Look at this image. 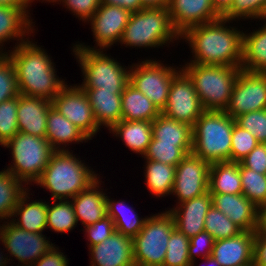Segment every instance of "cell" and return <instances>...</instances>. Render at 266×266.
<instances>
[{
    "mask_svg": "<svg viewBox=\"0 0 266 266\" xmlns=\"http://www.w3.org/2000/svg\"><path fill=\"white\" fill-rule=\"evenodd\" d=\"M167 144H193L192 126L161 113L152 121V139Z\"/></svg>",
    "mask_w": 266,
    "mask_h": 266,
    "instance_id": "cell-33",
    "label": "cell"
},
{
    "mask_svg": "<svg viewBox=\"0 0 266 266\" xmlns=\"http://www.w3.org/2000/svg\"><path fill=\"white\" fill-rule=\"evenodd\" d=\"M18 96L0 103V145L3 146L18 132Z\"/></svg>",
    "mask_w": 266,
    "mask_h": 266,
    "instance_id": "cell-42",
    "label": "cell"
},
{
    "mask_svg": "<svg viewBox=\"0 0 266 266\" xmlns=\"http://www.w3.org/2000/svg\"><path fill=\"white\" fill-rule=\"evenodd\" d=\"M189 244L190 239L174 228L167 243V251L162 266H190Z\"/></svg>",
    "mask_w": 266,
    "mask_h": 266,
    "instance_id": "cell-40",
    "label": "cell"
},
{
    "mask_svg": "<svg viewBox=\"0 0 266 266\" xmlns=\"http://www.w3.org/2000/svg\"><path fill=\"white\" fill-rule=\"evenodd\" d=\"M51 101L25 95L18 96L17 121L19 132L45 138Z\"/></svg>",
    "mask_w": 266,
    "mask_h": 266,
    "instance_id": "cell-22",
    "label": "cell"
},
{
    "mask_svg": "<svg viewBox=\"0 0 266 266\" xmlns=\"http://www.w3.org/2000/svg\"><path fill=\"white\" fill-rule=\"evenodd\" d=\"M253 252L254 266H266V236L257 231H255Z\"/></svg>",
    "mask_w": 266,
    "mask_h": 266,
    "instance_id": "cell-51",
    "label": "cell"
},
{
    "mask_svg": "<svg viewBox=\"0 0 266 266\" xmlns=\"http://www.w3.org/2000/svg\"><path fill=\"white\" fill-rule=\"evenodd\" d=\"M214 243V238L207 231L199 232L197 235L191 237L188 249L189 259L192 261L196 259V256H200L201 258L210 256Z\"/></svg>",
    "mask_w": 266,
    "mask_h": 266,
    "instance_id": "cell-48",
    "label": "cell"
},
{
    "mask_svg": "<svg viewBox=\"0 0 266 266\" xmlns=\"http://www.w3.org/2000/svg\"><path fill=\"white\" fill-rule=\"evenodd\" d=\"M240 163L248 169L266 175V143H259Z\"/></svg>",
    "mask_w": 266,
    "mask_h": 266,
    "instance_id": "cell-49",
    "label": "cell"
},
{
    "mask_svg": "<svg viewBox=\"0 0 266 266\" xmlns=\"http://www.w3.org/2000/svg\"><path fill=\"white\" fill-rule=\"evenodd\" d=\"M235 121L238 126L256 137L259 143H266V109L241 114Z\"/></svg>",
    "mask_w": 266,
    "mask_h": 266,
    "instance_id": "cell-45",
    "label": "cell"
},
{
    "mask_svg": "<svg viewBox=\"0 0 266 266\" xmlns=\"http://www.w3.org/2000/svg\"><path fill=\"white\" fill-rule=\"evenodd\" d=\"M235 119L225 111H204L192 127V153L208 163L231 162Z\"/></svg>",
    "mask_w": 266,
    "mask_h": 266,
    "instance_id": "cell-4",
    "label": "cell"
},
{
    "mask_svg": "<svg viewBox=\"0 0 266 266\" xmlns=\"http://www.w3.org/2000/svg\"><path fill=\"white\" fill-rule=\"evenodd\" d=\"M144 176L147 190L156 197L172 195L176 166L145 159Z\"/></svg>",
    "mask_w": 266,
    "mask_h": 266,
    "instance_id": "cell-32",
    "label": "cell"
},
{
    "mask_svg": "<svg viewBox=\"0 0 266 266\" xmlns=\"http://www.w3.org/2000/svg\"><path fill=\"white\" fill-rule=\"evenodd\" d=\"M212 206L210 192L176 204L169 208L173 216L175 228L184 233L189 239L204 231V221L208 210Z\"/></svg>",
    "mask_w": 266,
    "mask_h": 266,
    "instance_id": "cell-19",
    "label": "cell"
},
{
    "mask_svg": "<svg viewBox=\"0 0 266 266\" xmlns=\"http://www.w3.org/2000/svg\"><path fill=\"white\" fill-rule=\"evenodd\" d=\"M226 20L266 18V0H233L231 7L221 16Z\"/></svg>",
    "mask_w": 266,
    "mask_h": 266,
    "instance_id": "cell-41",
    "label": "cell"
},
{
    "mask_svg": "<svg viewBox=\"0 0 266 266\" xmlns=\"http://www.w3.org/2000/svg\"><path fill=\"white\" fill-rule=\"evenodd\" d=\"M24 8L0 6V53H6L2 48L4 42L19 41L17 45L30 39L25 38L33 33L34 23ZM33 26V27H32ZM24 38V39H23Z\"/></svg>",
    "mask_w": 266,
    "mask_h": 266,
    "instance_id": "cell-24",
    "label": "cell"
},
{
    "mask_svg": "<svg viewBox=\"0 0 266 266\" xmlns=\"http://www.w3.org/2000/svg\"><path fill=\"white\" fill-rule=\"evenodd\" d=\"M193 81L204 111H225L241 67L186 63L181 68Z\"/></svg>",
    "mask_w": 266,
    "mask_h": 266,
    "instance_id": "cell-5",
    "label": "cell"
},
{
    "mask_svg": "<svg viewBox=\"0 0 266 266\" xmlns=\"http://www.w3.org/2000/svg\"><path fill=\"white\" fill-rule=\"evenodd\" d=\"M39 1H40V0H39ZM43 1H45V2H46V1H47V2H52V3H54V2L56 3V2H57V3H58L59 0H42V2H43ZM29 2H30V5H31V3L34 2V0H29Z\"/></svg>",
    "mask_w": 266,
    "mask_h": 266,
    "instance_id": "cell-59",
    "label": "cell"
},
{
    "mask_svg": "<svg viewBox=\"0 0 266 266\" xmlns=\"http://www.w3.org/2000/svg\"><path fill=\"white\" fill-rule=\"evenodd\" d=\"M17 179L7 169L0 171V219L9 221L20 197L28 190V186Z\"/></svg>",
    "mask_w": 266,
    "mask_h": 266,
    "instance_id": "cell-35",
    "label": "cell"
},
{
    "mask_svg": "<svg viewBox=\"0 0 266 266\" xmlns=\"http://www.w3.org/2000/svg\"><path fill=\"white\" fill-rule=\"evenodd\" d=\"M0 6H12L24 8L29 12L30 2L29 0H0Z\"/></svg>",
    "mask_w": 266,
    "mask_h": 266,
    "instance_id": "cell-55",
    "label": "cell"
},
{
    "mask_svg": "<svg viewBox=\"0 0 266 266\" xmlns=\"http://www.w3.org/2000/svg\"><path fill=\"white\" fill-rule=\"evenodd\" d=\"M113 136L121 138L124 145L142 157L152 139V122L121 120L108 129Z\"/></svg>",
    "mask_w": 266,
    "mask_h": 266,
    "instance_id": "cell-28",
    "label": "cell"
},
{
    "mask_svg": "<svg viewBox=\"0 0 266 266\" xmlns=\"http://www.w3.org/2000/svg\"><path fill=\"white\" fill-rule=\"evenodd\" d=\"M210 194H242L240 162H216L209 170Z\"/></svg>",
    "mask_w": 266,
    "mask_h": 266,
    "instance_id": "cell-30",
    "label": "cell"
},
{
    "mask_svg": "<svg viewBox=\"0 0 266 266\" xmlns=\"http://www.w3.org/2000/svg\"><path fill=\"white\" fill-rule=\"evenodd\" d=\"M266 109V73L241 69L225 112L233 119L241 114Z\"/></svg>",
    "mask_w": 266,
    "mask_h": 266,
    "instance_id": "cell-12",
    "label": "cell"
},
{
    "mask_svg": "<svg viewBox=\"0 0 266 266\" xmlns=\"http://www.w3.org/2000/svg\"><path fill=\"white\" fill-rule=\"evenodd\" d=\"M259 29L243 33L241 69L266 73V18Z\"/></svg>",
    "mask_w": 266,
    "mask_h": 266,
    "instance_id": "cell-31",
    "label": "cell"
},
{
    "mask_svg": "<svg viewBox=\"0 0 266 266\" xmlns=\"http://www.w3.org/2000/svg\"><path fill=\"white\" fill-rule=\"evenodd\" d=\"M29 191L30 190L28 189L20 197L10 220L16 226L28 232L43 233V231L47 229L48 202L43 200H35L31 202L29 197L30 193H28Z\"/></svg>",
    "mask_w": 266,
    "mask_h": 266,
    "instance_id": "cell-27",
    "label": "cell"
},
{
    "mask_svg": "<svg viewBox=\"0 0 266 266\" xmlns=\"http://www.w3.org/2000/svg\"><path fill=\"white\" fill-rule=\"evenodd\" d=\"M212 206L243 231H257L258 207L243 194H210Z\"/></svg>",
    "mask_w": 266,
    "mask_h": 266,
    "instance_id": "cell-21",
    "label": "cell"
},
{
    "mask_svg": "<svg viewBox=\"0 0 266 266\" xmlns=\"http://www.w3.org/2000/svg\"><path fill=\"white\" fill-rule=\"evenodd\" d=\"M46 122L47 130L45 138L56 151L66 150L65 148L67 145H70L69 143L79 144L80 142L86 143L88 140H91L54 107L49 109Z\"/></svg>",
    "mask_w": 266,
    "mask_h": 266,
    "instance_id": "cell-26",
    "label": "cell"
},
{
    "mask_svg": "<svg viewBox=\"0 0 266 266\" xmlns=\"http://www.w3.org/2000/svg\"><path fill=\"white\" fill-rule=\"evenodd\" d=\"M101 182L98 178L88 188L70 199L77 222L81 220L83 227L92 225L107 216V194L100 189Z\"/></svg>",
    "mask_w": 266,
    "mask_h": 266,
    "instance_id": "cell-23",
    "label": "cell"
},
{
    "mask_svg": "<svg viewBox=\"0 0 266 266\" xmlns=\"http://www.w3.org/2000/svg\"><path fill=\"white\" fill-rule=\"evenodd\" d=\"M146 59L130 66V84L147 96L162 111L167 103L172 79L182 70Z\"/></svg>",
    "mask_w": 266,
    "mask_h": 266,
    "instance_id": "cell-10",
    "label": "cell"
},
{
    "mask_svg": "<svg viewBox=\"0 0 266 266\" xmlns=\"http://www.w3.org/2000/svg\"><path fill=\"white\" fill-rule=\"evenodd\" d=\"M214 10L222 16L232 5L233 0H210Z\"/></svg>",
    "mask_w": 266,
    "mask_h": 266,
    "instance_id": "cell-53",
    "label": "cell"
},
{
    "mask_svg": "<svg viewBox=\"0 0 266 266\" xmlns=\"http://www.w3.org/2000/svg\"><path fill=\"white\" fill-rule=\"evenodd\" d=\"M60 114L83 131L91 140L100 131L91 104L79 85H65L51 101Z\"/></svg>",
    "mask_w": 266,
    "mask_h": 266,
    "instance_id": "cell-14",
    "label": "cell"
},
{
    "mask_svg": "<svg viewBox=\"0 0 266 266\" xmlns=\"http://www.w3.org/2000/svg\"><path fill=\"white\" fill-rule=\"evenodd\" d=\"M2 253H3V251L0 252V266H7V264H11V263H9L10 261H9L8 256L4 257L3 256L4 253L3 254Z\"/></svg>",
    "mask_w": 266,
    "mask_h": 266,
    "instance_id": "cell-58",
    "label": "cell"
},
{
    "mask_svg": "<svg viewBox=\"0 0 266 266\" xmlns=\"http://www.w3.org/2000/svg\"><path fill=\"white\" fill-rule=\"evenodd\" d=\"M98 175L67 149L53 153L35 184L49 190L53 200H70L95 182Z\"/></svg>",
    "mask_w": 266,
    "mask_h": 266,
    "instance_id": "cell-3",
    "label": "cell"
},
{
    "mask_svg": "<svg viewBox=\"0 0 266 266\" xmlns=\"http://www.w3.org/2000/svg\"><path fill=\"white\" fill-rule=\"evenodd\" d=\"M107 215L113 220L115 231L127 235L131 238L135 237L143 228L145 218L140 217L134 212L133 207L126 205V201H114L106 196Z\"/></svg>",
    "mask_w": 266,
    "mask_h": 266,
    "instance_id": "cell-34",
    "label": "cell"
},
{
    "mask_svg": "<svg viewBox=\"0 0 266 266\" xmlns=\"http://www.w3.org/2000/svg\"><path fill=\"white\" fill-rule=\"evenodd\" d=\"M174 228L173 216L167 210L147 216L143 228L132 238L135 266H162Z\"/></svg>",
    "mask_w": 266,
    "mask_h": 266,
    "instance_id": "cell-9",
    "label": "cell"
},
{
    "mask_svg": "<svg viewBox=\"0 0 266 266\" xmlns=\"http://www.w3.org/2000/svg\"><path fill=\"white\" fill-rule=\"evenodd\" d=\"M19 95L14 65L6 53H0V103Z\"/></svg>",
    "mask_w": 266,
    "mask_h": 266,
    "instance_id": "cell-43",
    "label": "cell"
},
{
    "mask_svg": "<svg viewBox=\"0 0 266 266\" xmlns=\"http://www.w3.org/2000/svg\"><path fill=\"white\" fill-rule=\"evenodd\" d=\"M192 145L193 144H167L159 143V140H151L143 158L177 166L187 154L192 152Z\"/></svg>",
    "mask_w": 266,
    "mask_h": 266,
    "instance_id": "cell-37",
    "label": "cell"
},
{
    "mask_svg": "<svg viewBox=\"0 0 266 266\" xmlns=\"http://www.w3.org/2000/svg\"><path fill=\"white\" fill-rule=\"evenodd\" d=\"M2 225V226H1ZM0 225V243L7 254L25 266H32L41 256L47 253L54 244L43 233L28 232L16 226L11 220Z\"/></svg>",
    "mask_w": 266,
    "mask_h": 266,
    "instance_id": "cell-11",
    "label": "cell"
},
{
    "mask_svg": "<svg viewBox=\"0 0 266 266\" xmlns=\"http://www.w3.org/2000/svg\"><path fill=\"white\" fill-rule=\"evenodd\" d=\"M59 2L86 23L101 5V0H59L58 4Z\"/></svg>",
    "mask_w": 266,
    "mask_h": 266,
    "instance_id": "cell-47",
    "label": "cell"
},
{
    "mask_svg": "<svg viewBox=\"0 0 266 266\" xmlns=\"http://www.w3.org/2000/svg\"><path fill=\"white\" fill-rule=\"evenodd\" d=\"M122 120L150 121L156 119L161 111L142 92L130 83L121 95Z\"/></svg>",
    "mask_w": 266,
    "mask_h": 266,
    "instance_id": "cell-29",
    "label": "cell"
},
{
    "mask_svg": "<svg viewBox=\"0 0 266 266\" xmlns=\"http://www.w3.org/2000/svg\"><path fill=\"white\" fill-rule=\"evenodd\" d=\"M3 147L9 148L12 164L7 170L25 186L35 183L56 151L46 138L18 132Z\"/></svg>",
    "mask_w": 266,
    "mask_h": 266,
    "instance_id": "cell-8",
    "label": "cell"
},
{
    "mask_svg": "<svg viewBox=\"0 0 266 266\" xmlns=\"http://www.w3.org/2000/svg\"><path fill=\"white\" fill-rule=\"evenodd\" d=\"M210 165L192 152L177 164L172 191V194L178 199L177 204L209 191Z\"/></svg>",
    "mask_w": 266,
    "mask_h": 266,
    "instance_id": "cell-15",
    "label": "cell"
},
{
    "mask_svg": "<svg viewBox=\"0 0 266 266\" xmlns=\"http://www.w3.org/2000/svg\"><path fill=\"white\" fill-rule=\"evenodd\" d=\"M229 22L220 18L190 27L180 35L192 48L194 59L189 63L241 67L244 32L227 26Z\"/></svg>",
    "mask_w": 266,
    "mask_h": 266,
    "instance_id": "cell-1",
    "label": "cell"
},
{
    "mask_svg": "<svg viewBox=\"0 0 266 266\" xmlns=\"http://www.w3.org/2000/svg\"><path fill=\"white\" fill-rule=\"evenodd\" d=\"M131 12L116 5L101 3L95 14L88 20L94 41L98 49L111 48L114 43H120L124 29L128 23Z\"/></svg>",
    "mask_w": 266,
    "mask_h": 266,
    "instance_id": "cell-16",
    "label": "cell"
},
{
    "mask_svg": "<svg viewBox=\"0 0 266 266\" xmlns=\"http://www.w3.org/2000/svg\"><path fill=\"white\" fill-rule=\"evenodd\" d=\"M242 194L256 207L266 205V175L244 167L240 163Z\"/></svg>",
    "mask_w": 266,
    "mask_h": 266,
    "instance_id": "cell-38",
    "label": "cell"
},
{
    "mask_svg": "<svg viewBox=\"0 0 266 266\" xmlns=\"http://www.w3.org/2000/svg\"><path fill=\"white\" fill-rule=\"evenodd\" d=\"M101 3L116 5L121 8H125L130 12H136L144 8L141 0H101Z\"/></svg>",
    "mask_w": 266,
    "mask_h": 266,
    "instance_id": "cell-52",
    "label": "cell"
},
{
    "mask_svg": "<svg viewBox=\"0 0 266 266\" xmlns=\"http://www.w3.org/2000/svg\"><path fill=\"white\" fill-rule=\"evenodd\" d=\"M255 231H243L239 235L217 240L211 255L221 266H245L253 264Z\"/></svg>",
    "mask_w": 266,
    "mask_h": 266,
    "instance_id": "cell-20",
    "label": "cell"
},
{
    "mask_svg": "<svg viewBox=\"0 0 266 266\" xmlns=\"http://www.w3.org/2000/svg\"><path fill=\"white\" fill-rule=\"evenodd\" d=\"M257 232L266 236V205L258 208Z\"/></svg>",
    "mask_w": 266,
    "mask_h": 266,
    "instance_id": "cell-54",
    "label": "cell"
},
{
    "mask_svg": "<svg viewBox=\"0 0 266 266\" xmlns=\"http://www.w3.org/2000/svg\"><path fill=\"white\" fill-rule=\"evenodd\" d=\"M177 40H181L180 34L172 24L168 7H151L131 12L120 44L132 48H158Z\"/></svg>",
    "mask_w": 266,
    "mask_h": 266,
    "instance_id": "cell-6",
    "label": "cell"
},
{
    "mask_svg": "<svg viewBox=\"0 0 266 266\" xmlns=\"http://www.w3.org/2000/svg\"><path fill=\"white\" fill-rule=\"evenodd\" d=\"M69 260L55 245L32 266H68Z\"/></svg>",
    "mask_w": 266,
    "mask_h": 266,
    "instance_id": "cell-50",
    "label": "cell"
},
{
    "mask_svg": "<svg viewBox=\"0 0 266 266\" xmlns=\"http://www.w3.org/2000/svg\"><path fill=\"white\" fill-rule=\"evenodd\" d=\"M16 45L6 54L14 65L19 94L52 101L67 84L57 75L52 57L29 39Z\"/></svg>",
    "mask_w": 266,
    "mask_h": 266,
    "instance_id": "cell-2",
    "label": "cell"
},
{
    "mask_svg": "<svg viewBox=\"0 0 266 266\" xmlns=\"http://www.w3.org/2000/svg\"><path fill=\"white\" fill-rule=\"evenodd\" d=\"M115 231L113 220L107 215L92 225L85 227V236L87 234V240L89 247L103 242L109 238Z\"/></svg>",
    "mask_w": 266,
    "mask_h": 266,
    "instance_id": "cell-46",
    "label": "cell"
},
{
    "mask_svg": "<svg viewBox=\"0 0 266 266\" xmlns=\"http://www.w3.org/2000/svg\"><path fill=\"white\" fill-rule=\"evenodd\" d=\"M91 104L98 126L111 128L122 120L121 95L123 91H101L98 88H82Z\"/></svg>",
    "mask_w": 266,
    "mask_h": 266,
    "instance_id": "cell-25",
    "label": "cell"
},
{
    "mask_svg": "<svg viewBox=\"0 0 266 266\" xmlns=\"http://www.w3.org/2000/svg\"><path fill=\"white\" fill-rule=\"evenodd\" d=\"M170 0H141L144 8H165L168 7Z\"/></svg>",
    "mask_w": 266,
    "mask_h": 266,
    "instance_id": "cell-56",
    "label": "cell"
},
{
    "mask_svg": "<svg viewBox=\"0 0 266 266\" xmlns=\"http://www.w3.org/2000/svg\"><path fill=\"white\" fill-rule=\"evenodd\" d=\"M74 55L80 64L83 82L81 88H98L101 91H124L130 82V67L110 58L103 49L85 44H74Z\"/></svg>",
    "mask_w": 266,
    "mask_h": 266,
    "instance_id": "cell-7",
    "label": "cell"
},
{
    "mask_svg": "<svg viewBox=\"0 0 266 266\" xmlns=\"http://www.w3.org/2000/svg\"><path fill=\"white\" fill-rule=\"evenodd\" d=\"M204 231H207L215 241L239 235L243 230L224 213L211 206L204 221Z\"/></svg>",
    "mask_w": 266,
    "mask_h": 266,
    "instance_id": "cell-39",
    "label": "cell"
},
{
    "mask_svg": "<svg viewBox=\"0 0 266 266\" xmlns=\"http://www.w3.org/2000/svg\"><path fill=\"white\" fill-rule=\"evenodd\" d=\"M258 144L256 137L235 123L231 136V162H240Z\"/></svg>",
    "mask_w": 266,
    "mask_h": 266,
    "instance_id": "cell-44",
    "label": "cell"
},
{
    "mask_svg": "<svg viewBox=\"0 0 266 266\" xmlns=\"http://www.w3.org/2000/svg\"><path fill=\"white\" fill-rule=\"evenodd\" d=\"M48 202L47 229L58 233H67L73 230L78 222L71 200H52Z\"/></svg>",
    "mask_w": 266,
    "mask_h": 266,
    "instance_id": "cell-36",
    "label": "cell"
},
{
    "mask_svg": "<svg viewBox=\"0 0 266 266\" xmlns=\"http://www.w3.org/2000/svg\"><path fill=\"white\" fill-rule=\"evenodd\" d=\"M88 249L91 266H135L132 238L117 231Z\"/></svg>",
    "mask_w": 266,
    "mask_h": 266,
    "instance_id": "cell-18",
    "label": "cell"
},
{
    "mask_svg": "<svg viewBox=\"0 0 266 266\" xmlns=\"http://www.w3.org/2000/svg\"><path fill=\"white\" fill-rule=\"evenodd\" d=\"M203 112L193 81L181 70L171 81L168 100L161 113L193 127Z\"/></svg>",
    "mask_w": 266,
    "mask_h": 266,
    "instance_id": "cell-13",
    "label": "cell"
},
{
    "mask_svg": "<svg viewBox=\"0 0 266 266\" xmlns=\"http://www.w3.org/2000/svg\"><path fill=\"white\" fill-rule=\"evenodd\" d=\"M202 260L205 261L206 265L208 264L207 266H221L212 255L207 256V257L203 258ZM195 262H196V259L192 260L190 263V266H195V264H196Z\"/></svg>",
    "mask_w": 266,
    "mask_h": 266,
    "instance_id": "cell-57",
    "label": "cell"
},
{
    "mask_svg": "<svg viewBox=\"0 0 266 266\" xmlns=\"http://www.w3.org/2000/svg\"><path fill=\"white\" fill-rule=\"evenodd\" d=\"M168 9L172 24L180 35L190 27L221 18L210 0H170Z\"/></svg>",
    "mask_w": 266,
    "mask_h": 266,
    "instance_id": "cell-17",
    "label": "cell"
}]
</instances>
